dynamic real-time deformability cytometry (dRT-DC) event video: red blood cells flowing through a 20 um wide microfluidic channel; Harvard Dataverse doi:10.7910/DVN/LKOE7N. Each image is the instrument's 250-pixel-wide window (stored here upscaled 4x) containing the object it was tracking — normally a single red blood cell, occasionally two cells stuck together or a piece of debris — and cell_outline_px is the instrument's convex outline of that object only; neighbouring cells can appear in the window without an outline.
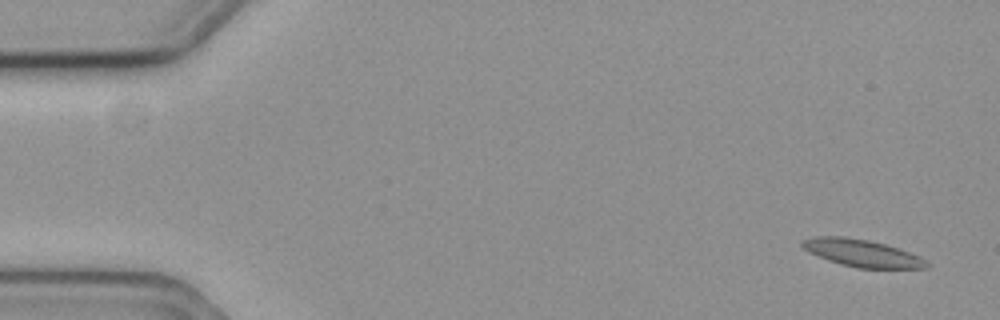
{"species": "common noctule bat (a hibernating species)", "species_latin": "Nyctalus noctula", "temperature_condition": "cold", "stored_images_in_passage": 4, "camera_frame_rate_fps": 3000, "um_per_image_px": 0.085, "animal": {"sex": "female", "body_mass_g": 19.3, "forearm_length_mm": 54.1}, "frame": {"image": 1, "passage_image": 1, "time_ms": 0.0, "image_size_px": [1000, 320], "cell_outline_px": [[928, 268], [856, 268], [840, 264], [828, 260], [808, 252], [800, 244], [800, 240], [812, 236], [844, 236], [868, 240], [900, 248], [920, 256], [928, 264]], "centroid_in_image_um": [73.22, 21.5], "position_along_channel_um": 11.8, "area_um2": 19.88}}
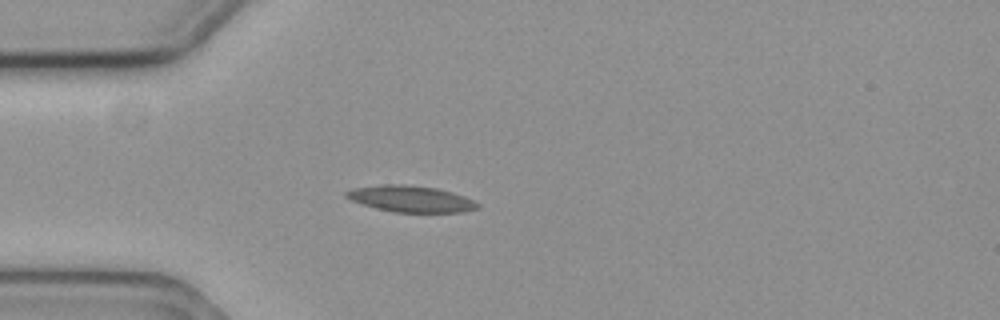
{"frame": {"image": 2, "passage_image": 3, "time_ms": 0.667, "image_size_px": [1000, 320], "cell_outline_px": [[480, 208], [464, 212], [396, 212], [376, 208], [352, 200], [344, 196], [344, 192], [352, 188], [384, 184], [404, 184], [436, 188], [452, 192], [464, 196], [480, 204]], "centroid_in_image_um": [34.93, 16.9], "position_along_channel_um": 50.1, "area_um2": 20.11}}